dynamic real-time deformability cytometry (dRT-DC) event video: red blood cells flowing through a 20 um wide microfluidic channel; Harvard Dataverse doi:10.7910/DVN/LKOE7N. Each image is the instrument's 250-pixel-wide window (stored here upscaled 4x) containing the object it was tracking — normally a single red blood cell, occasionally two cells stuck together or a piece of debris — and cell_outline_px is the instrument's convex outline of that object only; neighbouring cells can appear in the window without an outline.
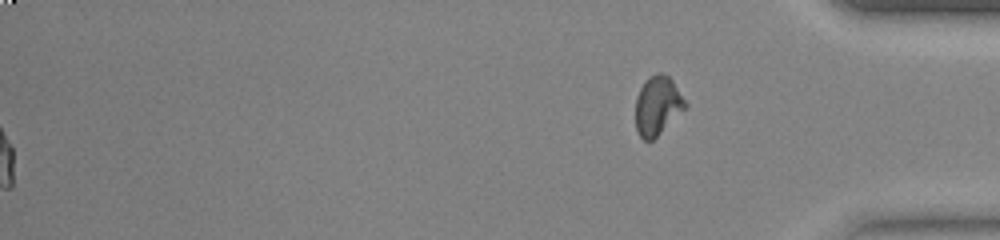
{"species": "common noctule bat (a hibernating species)", "species_latin": "Nyctalus noctula", "temperature_condition": "warm", "stored_images_in_passage": 53, "segment_of_instrument_passage": [2, 2], "camera_frame_rate_fps": 3000, "um_per_image_px": 0.085, "animal": {"sex": "female", "body_mass_g": 23.0, "forearm_length_mm": 53.4}, "frame": {"image": 1, "passage_image": 53, "time_ms": 17.333, "image_size_px": [1000, 240], "cell_outline_px": [[688, 104], [652, 140], [644, 140], [640, 136], [636, 128], [636, 96], [640, 88], [656, 72], [660, 72], [668, 76], [672, 80]], "centroid_in_image_um": [55.88, 8.96], "position_along_channel_um": 379.3, "area_um2": 16.47}}